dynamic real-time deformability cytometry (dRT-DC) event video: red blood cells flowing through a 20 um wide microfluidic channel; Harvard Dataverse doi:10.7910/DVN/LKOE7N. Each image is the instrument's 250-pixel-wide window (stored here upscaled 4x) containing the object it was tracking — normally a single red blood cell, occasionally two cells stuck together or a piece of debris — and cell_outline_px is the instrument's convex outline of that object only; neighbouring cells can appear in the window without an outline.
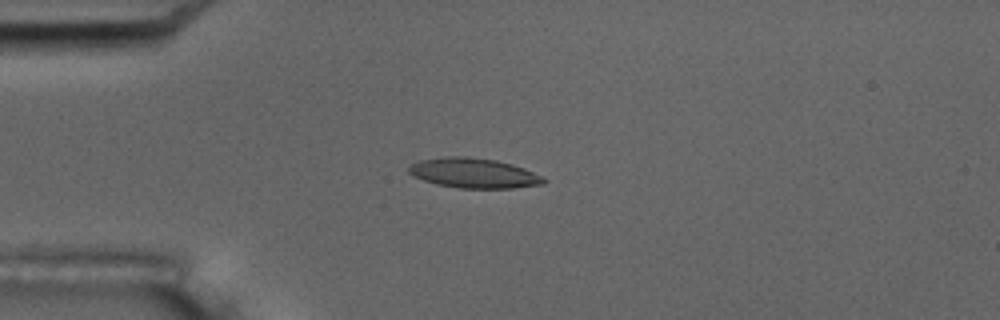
{"species": "common noctule bat (a hibernating species)", "species_latin": "Nyctalus noctula", "temperature_condition": "room temperature", "stored_images_in_passage": 6, "camera_frame_rate_fps": 3000, "um_per_image_px": 0.085, "animal": {"sex": "male", "body_mass_g": 17.5, "forearm_length_mm": 52.3}, "frame": {"image": 1, "passage_image": 5, "time_ms": 4.667, "image_size_px": [1000, 320], "cell_outline_px": [[548, 180], [544, 184], [512, 188], [460, 188], [436, 184], [412, 176], [408, 172], [408, 168], [412, 164], [420, 160], [444, 156], [464, 156], [496, 160], [512, 164], [524, 168], [544, 176]], "centroid_in_image_um": [40.29, 14.71], "position_along_channel_um": 44.7, "area_um2": 23.64}}